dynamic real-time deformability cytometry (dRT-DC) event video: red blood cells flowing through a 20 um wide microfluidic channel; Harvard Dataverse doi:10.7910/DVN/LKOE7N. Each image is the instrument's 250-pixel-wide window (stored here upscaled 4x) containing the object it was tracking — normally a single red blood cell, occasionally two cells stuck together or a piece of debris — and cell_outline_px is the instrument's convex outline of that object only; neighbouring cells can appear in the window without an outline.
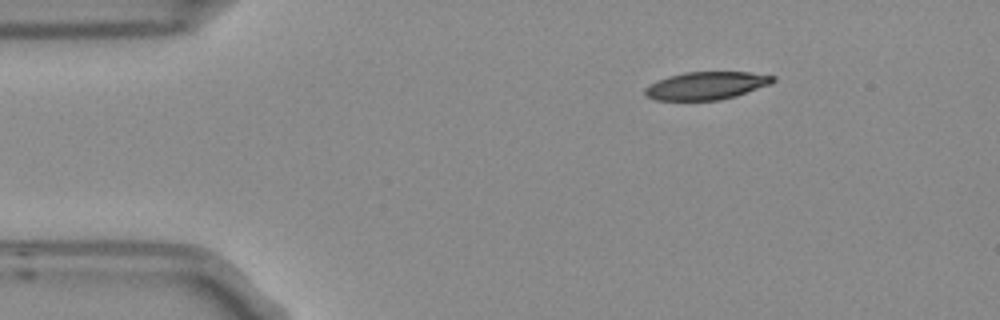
{"species": "Egyptian fruit bat (a non-hibernating species)", "species_latin": "Rousettus aegyptiacus", "temperature_condition": "room temperature", "stored_images_in_passage": 4, "camera_frame_rate_fps": 3000, "um_per_image_px": 0.085, "frame": {"image": 1, "passage_image": 1, "time_ms": 0.0, "image_size_px": [1000, 320], "cell_outline_px": [[776, 80], [772, 84], [736, 96], [720, 100], [656, 100], [644, 96], [644, 88], [648, 84], [668, 76], [684, 72], [748, 72], [776, 76]], "centroid_in_image_um": [60.04, 7.28], "position_along_channel_um": 25.0, "area_um2": 20.98}}
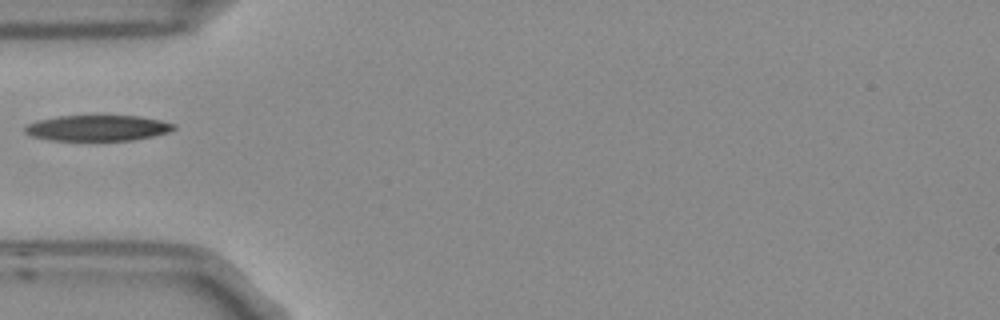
{"frame": {"image": 2, "passage_image": 3, "time_ms": 0.667, "image_size_px": [1000, 320], "cell_outline_px": [[176, 128], [168, 132], [152, 136], [132, 140], [48, 140], [32, 136], [24, 132], [24, 128], [28, 124], [36, 120], [56, 116], [92, 112], [140, 116], [160, 120], [176, 124]], "centroid_in_image_um": [8.27, 10.82], "position_along_channel_um": 76.7, "area_um2": 23.52}}